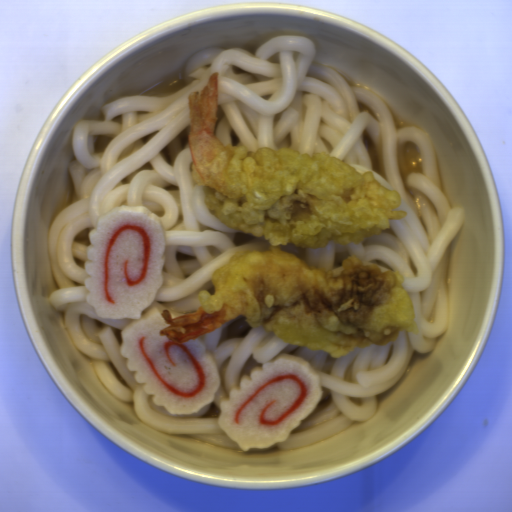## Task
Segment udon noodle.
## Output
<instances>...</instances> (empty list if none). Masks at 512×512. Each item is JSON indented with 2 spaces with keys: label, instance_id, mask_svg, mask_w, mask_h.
<instances>
[{
  "label": "udon noodle",
  "instance_id": "obj_1",
  "mask_svg": "<svg viewBox=\"0 0 512 512\" xmlns=\"http://www.w3.org/2000/svg\"><path fill=\"white\" fill-rule=\"evenodd\" d=\"M316 53L315 42L299 34L273 37L253 51L201 49L187 61L183 86L176 91L121 96L103 106L97 119H81L73 129L71 202L47 228L57 286L50 302L105 390L131 403L138 421L154 430L240 447L219 425L221 400L253 368L279 354H294L319 376L321 396L285 441L266 449L299 450L320 443L374 418L378 395L397 383L414 353H429L447 332L445 274L466 210L452 207L441 187L428 132L399 128L384 99L351 86L339 71L313 63ZM215 72L216 133L224 144L328 153L360 173L373 171L382 186L395 189L401 201L397 210L408 214L391 220L383 234L343 246L285 245L282 250L323 270L337 269L352 255L380 271L396 269L413 300L418 332L401 331L388 346L355 348L334 359L237 316L200 336L219 368L221 385L214 400L195 414L175 415L153 404L126 368L120 347L128 319L99 317L86 304L82 282L89 231L100 215L122 205L146 206L159 217L167 248L164 283L153 306L182 315L196 311L200 290L211 288L213 272L231 256L267 248L265 238L232 230L211 215L202 187L191 177L188 97Z\"/></svg>",
  "mask_w": 512,
  "mask_h": 512
}]
</instances>
